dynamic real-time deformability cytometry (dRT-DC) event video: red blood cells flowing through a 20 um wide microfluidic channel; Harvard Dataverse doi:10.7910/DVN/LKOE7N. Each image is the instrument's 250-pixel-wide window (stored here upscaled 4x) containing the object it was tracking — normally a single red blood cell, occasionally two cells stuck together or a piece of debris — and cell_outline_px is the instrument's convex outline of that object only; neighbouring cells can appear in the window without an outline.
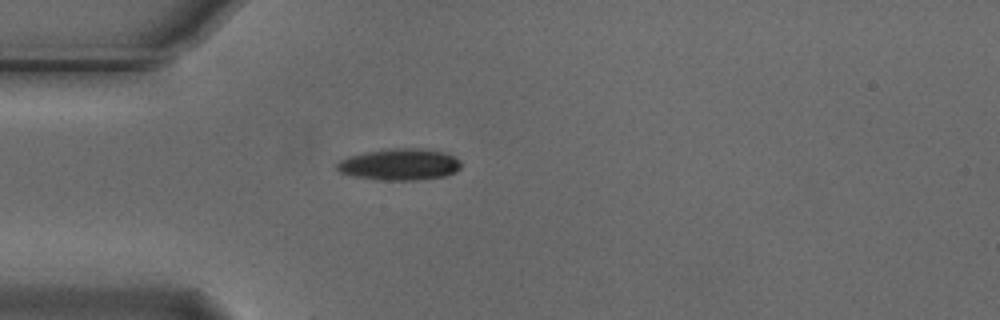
{"species": "Egyptian fruit bat (a non-hibernating species)", "species_latin": "Rousettus aegyptiacus", "temperature_condition": "cold", "stored_images_in_passage": 6, "camera_frame_rate_fps": 3000, "um_per_image_px": 0.085, "animal": {"sex": "male"}, "frame": {"image": 1, "passage_image": 1, "time_ms": 0.0, "image_size_px": [1000, 320], "cell_outline_px": [[460, 168], [456, 172], [444, 176], [412, 180], [380, 180], [352, 176], [340, 172], [336, 168], [336, 164], [340, 160], [348, 156], [388, 148], [424, 148], [444, 152], [460, 160]], "centroid_in_image_um": [33.96, 13.97], "position_along_channel_um": 51.0, "area_um2": 22.83}}
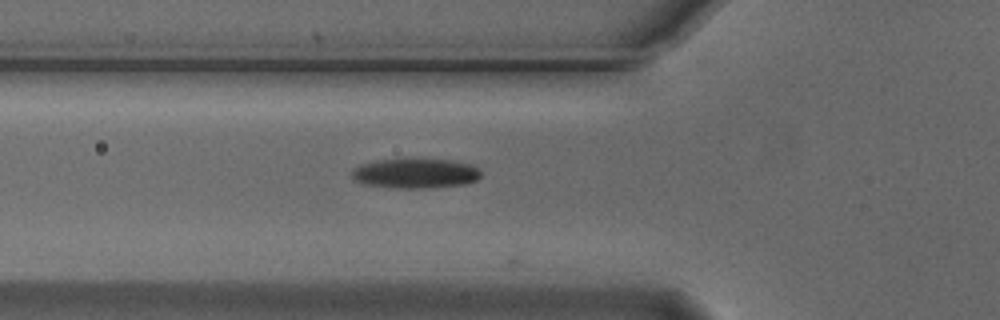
{"frame": {"image": 2, "passage_image": 5, "time_ms": 1.333, "image_size_px": [1000, 320], "cell_outline_px": [[480, 176], [476, 180], [468, 184], [432, 188], [396, 188], [364, 184], [356, 180], [352, 176], [352, 168], [360, 164], [376, 160], [448, 160], [472, 164], [480, 172]], "centroid_in_image_um": [35.31, 14.75], "position_along_channel_um": 90.5, "area_um2": 22.25}}